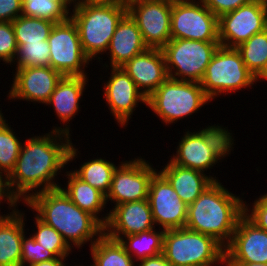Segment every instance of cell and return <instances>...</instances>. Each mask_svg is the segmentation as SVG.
<instances>
[{
    "mask_svg": "<svg viewBox=\"0 0 267 266\" xmlns=\"http://www.w3.org/2000/svg\"><path fill=\"white\" fill-rule=\"evenodd\" d=\"M203 4L218 18L228 12L252 2L253 0H201Z\"/></svg>",
    "mask_w": 267,
    "mask_h": 266,
    "instance_id": "cell-39",
    "label": "cell"
},
{
    "mask_svg": "<svg viewBox=\"0 0 267 266\" xmlns=\"http://www.w3.org/2000/svg\"><path fill=\"white\" fill-rule=\"evenodd\" d=\"M237 196L214 181L188 206L185 228L210 235L224 247L244 215V192Z\"/></svg>",
    "mask_w": 267,
    "mask_h": 266,
    "instance_id": "cell-3",
    "label": "cell"
},
{
    "mask_svg": "<svg viewBox=\"0 0 267 266\" xmlns=\"http://www.w3.org/2000/svg\"><path fill=\"white\" fill-rule=\"evenodd\" d=\"M16 71H15V70ZM8 101L46 104L63 75L49 67L14 68Z\"/></svg>",
    "mask_w": 267,
    "mask_h": 266,
    "instance_id": "cell-16",
    "label": "cell"
},
{
    "mask_svg": "<svg viewBox=\"0 0 267 266\" xmlns=\"http://www.w3.org/2000/svg\"><path fill=\"white\" fill-rule=\"evenodd\" d=\"M20 202L21 201L11 191L8 176L0 174V209H3L1 207V204L3 203L8 204L7 207L9 210L7 214H3L0 210V219L7 218L15 214L19 210L18 206L20 205Z\"/></svg>",
    "mask_w": 267,
    "mask_h": 266,
    "instance_id": "cell-38",
    "label": "cell"
},
{
    "mask_svg": "<svg viewBox=\"0 0 267 266\" xmlns=\"http://www.w3.org/2000/svg\"><path fill=\"white\" fill-rule=\"evenodd\" d=\"M90 266H136L124 246L105 233L90 247Z\"/></svg>",
    "mask_w": 267,
    "mask_h": 266,
    "instance_id": "cell-26",
    "label": "cell"
},
{
    "mask_svg": "<svg viewBox=\"0 0 267 266\" xmlns=\"http://www.w3.org/2000/svg\"><path fill=\"white\" fill-rule=\"evenodd\" d=\"M24 234L21 245V266H29L38 262L57 258V256L47 249L43 248L35 239Z\"/></svg>",
    "mask_w": 267,
    "mask_h": 266,
    "instance_id": "cell-35",
    "label": "cell"
},
{
    "mask_svg": "<svg viewBox=\"0 0 267 266\" xmlns=\"http://www.w3.org/2000/svg\"><path fill=\"white\" fill-rule=\"evenodd\" d=\"M33 223H35L37 230L31 232V236L42 245L43 248L53 252L57 257H70L73 249L63 239L62 235L58 233L53 227L45 224L35 214L33 216Z\"/></svg>",
    "mask_w": 267,
    "mask_h": 266,
    "instance_id": "cell-34",
    "label": "cell"
},
{
    "mask_svg": "<svg viewBox=\"0 0 267 266\" xmlns=\"http://www.w3.org/2000/svg\"><path fill=\"white\" fill-rule=\"evenodd\" d=\"M67 260L68 257H57L55 259L38 262L29 266H67Z\"/></svg>",
    "mask_w": 267,
    "mask_h": 266,
    "instance_id": "cell-42",
    "label": "cell"
},
{
    "mask_svg": "<svg viewBox=\"0 0 267 266\" xmlns=\"http://www.w3.org/2000/svg\"><path fill=\"white\" fill-rule=\"evenodd\" d=\"M225 247L187 228L165 230L163 255L171 266H225Z\"/></svg>",
    "mask_w": 267,
    "mask_h": 266,
    "instance_id": "cell-7",
    "label": "cell"
},
{
    "mask_svg": "<svg viewBox=\"0 0 267 266\" xmlns=\"http://www.w3.org/2000/svg\"><path fill=\"white\" fill-rule=\"evenodd\" d=\"M219 44L236 48L267 28V11L260 0H253L218 18Z\"/></svg>",
    "mask_w": 267,
    "mask_h": 266,
    "instance_id": "cell-15",
    "label": "cell"
},
{
    "mask_svg": "<svg viewBox=\"0 0 267 266\" xmlns=\"http://www.w3.org/2000/svg\"><path fill=\"white\" fill-rule=\"evenodd\" d=\"M156 228L149 200L116 205L109 212L104 233L119 241L122 237L138 234Z\"/></svg>",
    "mask_w": 267,
    "mask_h": 266,
    "instance_id": "cell-20",
    "label": "cell"
},
{
    "mask_svg": "<svg viewBox=\"0 0 267 266\" xmlns=\"http://www.w3.org/2000/svg\"><path fill=\"white\" fill-rule=\"evenodd\" d=\"M225 266H267L265 263H225Z\"/></svg>",
    "mask_w": 267,
    "mask_h": 266,
    "instance_id": "cell-45",
    "label": "cell"
},
{
    "mask_svg": "<svg viewBox=\"0 0 267 266\" xmlns=\"http://www.w3.org/2000/svg\"><path fill=\"white\" fill-rule=\"evenodd\" d=\"M96 157L94 158L93 155V159L81 162V166L79 165L78 169L75 167L74 170L72 168V171L81 180L107 195L117 166L115 162L107 160L106 157Z\"/></svg>",
    "mask_w": 267,
    "mask_h": 266,
    "instance_id": "cell-28",
    "label": "cell"
},
{
    "mask_svg": "<svg viewBox=\"0 0 267 266\" xmlns=\"http://www.w3.org/2000/svg\"><path fill=\"white\" fill-rule=\"evenodd\" d=\"M244 215L258 228L267 231V193H261L252 204L244 201Z\"/></svg>",
    "mask_w": 267,
    "mask_h": 266,
    "instance_id": "cell-37",
    "label": "cell"
},
{
    "mask_svg": "<svg viewBox=\"0 0 267 266\" xmlns=\"http://www.w3.org/2000/svg\"><path fill=\"white\" fill-rule=\"evenodd\" d=\"M54 24L49 20L23 15L12 21L17 44L47 40Z\"/></svg>",
    "mask_w": 267,
    "mask_h": 266,
    "instance_id": "cell-32",
    "label": "cell"
},
{
    "mask_svg": "<svg viewBox=\"0 0 267 266\" xmlns=\"http://www.w3.org/2000/svg\"><path fill=\"white\" fill-rule=\"evenodd\" d=\"M236 49L247 69L257 79L267 67V28L251 36Z\"/></svg>",
    "mask_w": 267,
    "mask_h": 266,
    "instance_id": "cell-29",
    "label": "cell"
},
{
    "mask_svg": "<svg viewBox=\"0 0 267 266\" xmlns=\"http://www.w3.org/2000/svg\"><path fill=\"white\" fill-rule=\"evenodd\" d=\"M210 102L212 101L199 82L168 77L147 98V107L159 117L164 126H170L185 118H191V115L198 113Z\"/></svg>",
    "mask_w": 267,
    "mask_h": 266,
    "instance_id": "cell-6",
    "label": "cell"
},
{
    "mask_svg": "<svg viewBox=\"0 0 267 266\" xmlns=\"http://www.w3.org/2000/svg\"><path fill=\"white\" fill-rule=\"evenodd\" d=\"M17 45V54L10 67H49L50 48L48 40Z\"/></svg>",
    "mask_w": 267,
    "mask_h": 266,
    "instance_id": "cell-33",
    "label": "cell"
},
{
    "mask_svg": "<svg viewBox=\"0 0 267 266\" xmlns=\"http://www.w3.org/2000/svg\"><path fill=\"white\" fill-rule=\"evenodd\" d=\"M63 174V178L66 177L64 179L68 180L65 187H63L64 185L62 184L60 185V188L64 191V193L81 210L90 213L103 226H105L109 219V212L106 210V206H108L106 202V195L89 185L87 182L81 180L72 171V169L70 171L66 170Z\"/></svg>",
    "mask_w": 267,
    "mask_h": 266,
    "instance_id": "cell-23",
    "label": "cell"
},
{
    "mask_svg": "<svg viewBox=\"0 0 267 266\" xmlns=\"http://www.w3.org/2000/svg\"><path fill=\"white\" fill-rule=\"evenodd\" d=\"M47 40L52 69L63 76H88L86 68L92 62L82 49L77 25L71 17L55 23Z\"/></svg>",
    "mask_w": 267,
    "mask_h": 266,
    "instance_id": "cell-10",
    "label": "cell"
},
{
    "mask_svg": "<svg viewBox=\"0 0 267 266\" xmlns=\"http://www.w3.org/2000/svg\"><path fill=\"white\" fill-rule=\"evenodd\" d=\"M200 84L209 99L215 101L220 96L253 88L257 79L247 69L236 48L220 45L206 67Z\"/></svg>",
    "mask_w": 267,
    "mask_h": 266,
    "instance_id": "cell-8",
    "label": "cell"
},
{
    "mask_svg": "<svg viewBox=\"0 0 267 266\" xmlns=\"http://www.w3.org/2000/svg\"><path fill=\"white\" fill-rule=\"evenodd\" d=\"M148 200L157 228L164 230L185 228L188 205L181 200L159 171L151 179Z\"/></svg>",
    "mask_w": 267,
    "mask_h": 266,
    "instance_id": "cell-17",
    "label": "cell"
},
{
    "mask_svg": "<svg viewBox=\"0 0 267 266\" xmlns=\"http://www.w3.org/2000/svg\"><path fill=\"white\" fill-rule=\"evenodd\" d=\"M23 205L60 233L72 249L81 251L86 243L91 247L104 234V226L75 205L60 187L39 192Z\"/></svg>",
    "mask_w": 267,
    "mask_h": 266,
    "instance_id": "cell-2",
    "label": "cell"
},
{
    "mask_svg": "<svg viewBox=\"0 0 267 266\" xmlns=\"http://www.w3.org/2000/svg\"><path fill=\"white\" fill-rule=\"evenodd\" d=\"M171 39L219 42L218 17L201 0H172Z\"/></svg>",
    "mask_w": 267,
    "mask_h": 266,
    "instance_id": "cell-11",
    "label": "cell"
},
{
    "mask_svg": "<svg viewBox=\"0 0 267 266\" xmlns=\"http://www.w3.org/2000/svg\"><path fill=\"white\" fill-rule=\"evenodd\" d=\"M122 68L146 98L169 77L162 49L147 48Z\"/></svg>",
    "mask_w": 267,
    "mask_h": 266,
    "instance_id": "cell-21",
    "label": "cell"
},
{
    "mask_svg": "<svg viewBox=\"0 0 267 266\" xmlns=\"http://www.w3.org/2000/svg\"><path fill=\"white\" fill-rule=\"evenodd\" d=\"M101 64L106 71L110 69L108 80L102 81V96L114 121L126 129L136 107L142 103L147 106V98L122 67L109 68L108 63Z\"/></svg>",
    "mask_w": 267,
    "mask_h": 266,
    "instance_id": "cell-13",
    "label": "cell"
},
{
    "mask_svg": "<svg viewBox=\"0 0 267 266\" xmlns=\"http://www.w3.org/2000/svg\"><path fill=\"white\" fill-rule=\"evenodd\" d=\"M224 249L225 263L267 264V231L243 215Z\"/></svg>",
    "mask_w": 267,
    "mask_h": 266,
    "instance_id": "cell-18",
    "label": "cell"
},
{
    "mask_svg": "<svg viewBox=\"0 0 267 266\" xmlns=\"http://www.w3.org/2000/svg\"><path fill=\"white\" fill-rule=\"evenodd\" d=\"M25 210L0 219V266H21V245L26 230Z\"/></svg>",
    "mask_w": 267,
    "mask_h": 266,
    "instance_id": "cell-25",
    "label": "cell"
},
{
    "mask_svg": "<svg viewBox=\"0 0 267 266\" xmlns=\"http://www.w3.org/2000/svg\"><path fill=\"white\" fill-rule=\"evenodd\" d=\"M48 131L26 137L8 176L11 191L23 204L39 192L59 188V174L80 157L81 151L73 144L72 135Z\"/></svg>",
    "mask_w": 267,
    "mask_h": 266,
    "instance_id": "cell-1",
    "label": "cell"
},
{
    "mask_svg": "<svg viewBox=\"0 0 267 266\" xmlns=\"http://www.w3.org/2000/svg\"><path fill=\"white\" fill-rule=\"evenodd\" d=\"M172 0H129L127 12L137 23L145 45L162 49L171 40Z\"/></svg>",
    "mask_w": 267,
    "mask_h": 266,
    "instance_id": "cell-14",
    "label": "cell"
},
{
    "mask_svg": "<svg viewBox=\"0 0 267 266\" xmlns=\"http://www.w3.org/2000/svg\"><path fill=\"white\" fill-rule=\"evenodd\" d=\"M196 130H185L180 136L181 141L176 142L175 153L169 156L170 161L180 167L201 171L208 174L214 181H218L219 178L214 177L213 173L210 175L211 170L226 157L228 159L234 151L236 139H234L232 130L219 123H214V125L211 123L205 128L202 126V129L200 127ZM208 169H211L210 172Z\"/></svg>",
    "mask_w": 267,
    "mask_h": 266,
    "instance_id": "cell-4",
    "label": "cell"
},
{
    "mask_svg": "<svg viewBox=\"0 0 267 266\" xmlns=\"http://www.w3.org/2000/svg\"><path fill=\"white\" fill-rule=\"evenodd\" d=\"M136 264L138 266H171V264L166 260L163 253H160L156 256L141 259Z\"/></svg>",
    "mask_w": 267,
    "mask_h": 266,
    "instance_id": "cell-41",
    "label": "cell"
},
{
    "mask_svg": "<svg viewBox=\"0 0 267 266\" xmlns=\"http://www.w3.org/2000/svg\"><path fill=\"white\" fill-rule=\"evenodd\" d=\"M158 229V230H157ZM154 228L149 231L122 237L119 242L135 262L163 253L165 230Z\"/></svg>",
    "mask_w": 267,
    "mask_h": 266,
    "instance_id": "cell-27",
    "label": "cell"
},
{
    "mask_svg": "<svg viewBox=\"0 0 267 266\" xmlns=\"http://www.w3.org/2000/svg\"><path fill=\"white\" fill-rule=\"evenodd\" d=\"M263 7L265 8V10L267 11V0H260Z\"/></svg>",
    "mask_w": 267,
    "mask_h": 266,
    "instance_id": "cell-47",
    "label": "cell"
},
{
    "mask_svg": "<svg viewBox=\"0 0 267 266\" xmlns=\"http://www.w3.org/2000/svg\"><path fill=\"white\" fill-rule=\"evenodd\" d=\"M66 5L70 7V9H73L77 6L83 5L85 3V0H62Z\"/></svg>",
    "mask_w": 267,
    "mask_h": 266,
    "instance_id": "cell-44",
    "label": "cell"
},
{
    "mask_svg": "<svg viewBox=\"0 0 267 266\" xmlns=\"http://www.w3.org/2000/svg\"><path fill=\"white\" fill-rule=\"evenodd\" d=\"M259 81L260 82L267 81V67L264 70V72L257 78L258 83H260Z\"/></svg>",
    "mask_w": 267,
    "mask_h": 266,
    "instance_id": "cell-46",
    "label": "cell"
},
{
    "mask_svg": "<svg viewBox=\"0 0 267 266\" xmlns=\"http://www.w3.org/2000/svg\"><path fill=\"white\" fill-rule=\"evenodd\" d=\"M8 122L0 112V174L5 176L13 171L23 144Z\"/></svg>",
    "mask_w": 267,
    "mask_h": 266,
    "instance_id": "cell-30",
    "label": "cell"
},
{
    "mask_svg": "<svg viewBox=\"0 0 267 266\" xmlns=\"http://www.w3.org/2000/svg\"><path fill=\"white\" fill-rule=\"evenodd\" d=\"M129 0H85L89 4L127 5Z\"/></svg>",
    "mask_w": 267,
    "mask_h": 266,
    "instance_id": "cell-43",
    "label": "cell"
},
{
    "mask_svg": "<svg viewBox=\"0 0 267 266\" xmlns=\"http://www.w3.org/2000/svg\"><path fill=\"white\" fill-rule=\"evenodd\" d=\"M219 42L171 39L163 48L169 78L201 82Z\"/></svg>",
    "mask_w": 267,
    "mask_h": 266,
    "instance_id": "cell-9",
    "label": "cell"
},
{
    "mask_svg": "<svg viewBox=\"0 0 267 266\" xmlns=\"http://www.w3.org/2000/svg\"><path fill=\"white\" fill-rule=\"evenodd\" d=\"M21 15L58 23L71 17V9L62 0H22Z\"/></svg>",
    "mask_w": 267,
    "mask_h": 266,
    "instance_id": "cell-31",
    "label": "cell"
},
{
    "mask_svg": "<svg viewBox=\"0 0 267 266\" xmlns=\"http://www.w3.org/2000/svg\"><path fill=\"white\" fill-rule=\"evenodd\" d=\"M18 45L12 22H0V62L11 65L16 57Z\"/></svg>",
    "mask_w": 267,
    "mask_h": 266,
    "instance_id": "cell-36",
    "label": "cell"
},
{
    "mask_svg": "<svg viewBox=\"0 0 267 266\" xmlns=\"http://www.w3.org/2000/svg\"><path fill=\"white\" fill-rule=\"evenodd\" d=\"M170 183L181 200L192 204L214 180L201 171L180 167L170 160L158 170Z\"/></svg>",
    "mask_w": 267,
    "mask_h": 266,
    "instance_id": "cell-24",
    "label": "cell"
},
{
    "mask_svg": "<svg viewBox=\"0 0 267 266\" xmlns=\"http://www.w3.org/2000/svg\"><path fill=\"white\" fill-rule=\"evenodd\" d=\"M147 48L137 23L127 12L118 22L105 53L109 58V67H122Z\"/></svg>",
    "mask_w": 267,
    "mask_h": 266,
    "instance_id": "cell-22",
    "label": "cell"
},
{
    "mask_svg": "<svg viewBox=\"0 0 267 266\" xmlns=\"http://www.w3.org/2000/svg\"><path fill=\"white\" fill-rule=\"evenodd\" d=\"M88 80L89 76H63L58 82L49 101L45 104L50 108L53 107L52 109L60 121V127L56 124L57 126H52L51 130L72 134L69 122L81 111L80 103L83 101L82 96L86 92Z\"/></svg>",
    "mask_w": 267,
    "mask_h": 266,
    "instance_id": "cell-19",
    "label": "cell"
},
{
    "mask_svg": "<svg viewBox=\"0 0 267 266\" xmlns=\"http://www.w3.org/2000/svg\"><path fill=\"white\" fill-rule=\"evenodd\" d=\"M127 13V5L89 4L71 9V18L78 28L86 56L102 62L118 22ZM96 58V59H95Z\"/></svg>",
    "mask_w": 267,
    "mask_h": 266,
    "instance_id": "cell-5",
    "label": "cell"
},
{
    "mask_svg": "<svg viewBox=\"0 0 267 266\" xmlns=\"http://www.w3.org/2000/svg\"><path fill=\"white\" fill-rule=\"evenodd\" d=\"M136 157L119 161L120 164H117L110 190L106 195L107 204L113 206L109 212L116 205L148 199L149 185L158 169L145 157Z\"/></svg>",
    "mask_w": 267,
    "mask_h": 266,
    "instance_id": "cell-12",
    "label": "cell"
},
{
    "mask_svg": "<svg viewBox=\"0 0 267 266\" xmlns=\"http://www.w3.org/2000/svg\"><path fill=\"white\" fill-rule=\"evenodd\" d=\"M22 14V0H0V22H12Z\"/></svg>",
    "mask_w": 267,
    "mask_h": 266,
    "instance_id": "cell-40",
    "label": "cell"
}]
</instances>
